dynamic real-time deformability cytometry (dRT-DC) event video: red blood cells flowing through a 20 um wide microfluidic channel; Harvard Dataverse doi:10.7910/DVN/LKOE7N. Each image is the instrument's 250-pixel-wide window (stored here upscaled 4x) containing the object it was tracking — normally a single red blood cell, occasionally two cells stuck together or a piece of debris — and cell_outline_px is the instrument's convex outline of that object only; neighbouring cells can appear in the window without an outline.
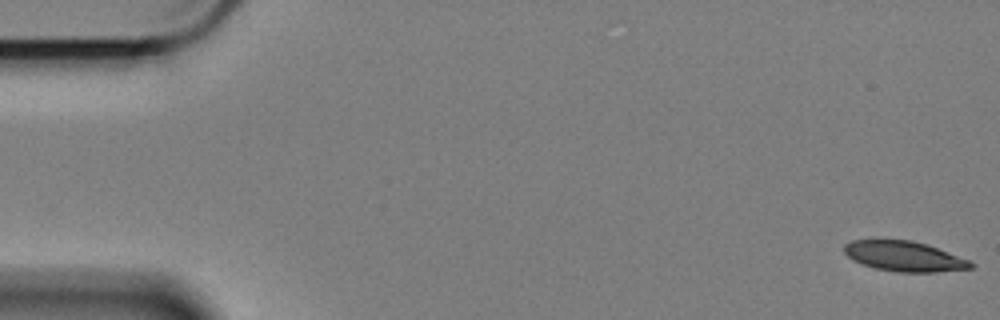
{"species": "Egyptian fruit bat (a non-hibernating species)", "species_latin": "Rousettus aegyptiacus", "temperature_condition": "cold", "stored_images_in_passage": 8, "camera_frame_rate_fps": 3000, "um_per_image_px": 0.085, "animal": {"sex": "female"}, "frame": {"image": 1, "passage_image": 1, "time_ms": 0.0, "image_size_px": [1000, 320], "cell_outline_px": [[976, 264], [972, 268], [936, 272], [896, 272], [876, 268], [852, 260], [844, 252], [844, 244], [852, 240], [872, 236], [880, 236], [912, 240], [928, 244], [968, 260]], "centroid_in_image_um": [76.77, 21.72], "position_along_channel_um": 8.2, "area_um2": 23.12}}